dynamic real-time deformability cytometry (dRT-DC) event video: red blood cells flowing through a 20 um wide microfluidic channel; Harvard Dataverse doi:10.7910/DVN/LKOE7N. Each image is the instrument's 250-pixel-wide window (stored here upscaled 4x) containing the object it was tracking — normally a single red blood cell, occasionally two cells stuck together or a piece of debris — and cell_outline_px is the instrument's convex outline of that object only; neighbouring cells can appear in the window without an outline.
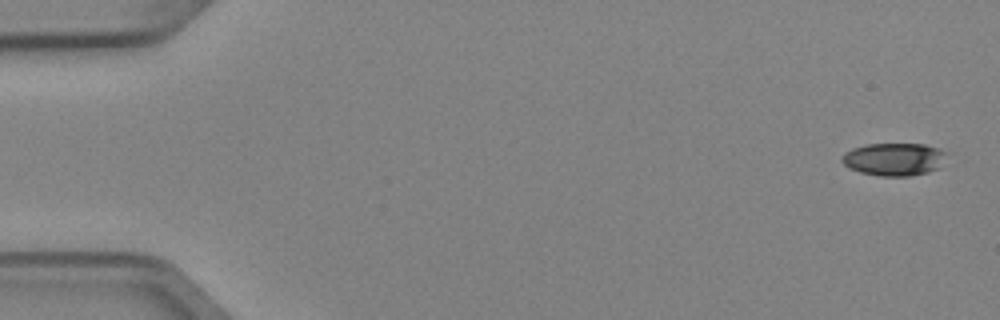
{"species": "Egyptian fruit bat (a non-hibernating species)", "species_latin": "Rousettus aegyptiacus", "temperature_condition": "cold", "stored_images_in_passage": 6, "segment_of_instrument_passage": [2, 2], "camera_frame_rate_fps": 3000, "um_per_image_px": 0.085, "animal": {"sex": "female"}, "frame": {"image": 1, "passage_image": 6, "time_ms": 1.667, "image_size_px": [1000, 320], "cell_outline_px": [[948, 152], [936, 168], [928, 172], [912, 176], [880, 176], [860, 172], [848, 168], [840, 160], [844, 152], [852, 148], [868, 144], [924, 144], [940, 148]], "centroid_in_image_um": [75.96, 13.53], "position_along_channel_um": 9.0, "area_um2": 20.0}}